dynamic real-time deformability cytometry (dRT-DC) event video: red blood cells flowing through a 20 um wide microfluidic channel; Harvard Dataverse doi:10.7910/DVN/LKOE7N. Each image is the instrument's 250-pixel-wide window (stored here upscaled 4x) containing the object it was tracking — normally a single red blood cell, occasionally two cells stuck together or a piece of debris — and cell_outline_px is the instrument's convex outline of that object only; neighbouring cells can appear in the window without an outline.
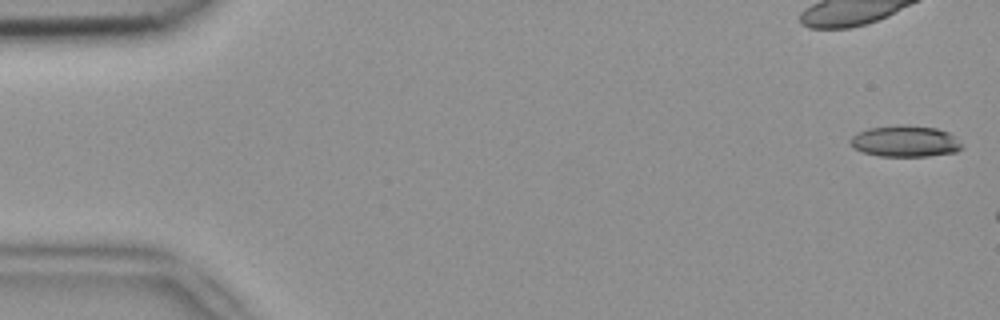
{"species": "common noctule bat (a hibernating species)", "species_latin": "Nyctalus noctula", "temperature_condition": "room temperature", "stored_images_in_passage": 7, "camera_frame_rate_fps": 3000, "um_per_image_px": 0.085, "animal": {"sex": "female", "body_mass_g": 18.4}, "frame": {"image": 1, "passage_image": 1, "time_ms": 0.0, "image_size_px": [1000, 320], "cell_outline_px": [[964, 148], [956, 152], [928, 156], [880, 156], [864, 152], [852, 148], [848, 140], [852, 136], [868, 128], [936, 128], [948, 132], [964, 144]], "centroid_in_image_um": [76.97, 12.07], "position_along_channel_um": 8.0, "area_um2": 19.54}}